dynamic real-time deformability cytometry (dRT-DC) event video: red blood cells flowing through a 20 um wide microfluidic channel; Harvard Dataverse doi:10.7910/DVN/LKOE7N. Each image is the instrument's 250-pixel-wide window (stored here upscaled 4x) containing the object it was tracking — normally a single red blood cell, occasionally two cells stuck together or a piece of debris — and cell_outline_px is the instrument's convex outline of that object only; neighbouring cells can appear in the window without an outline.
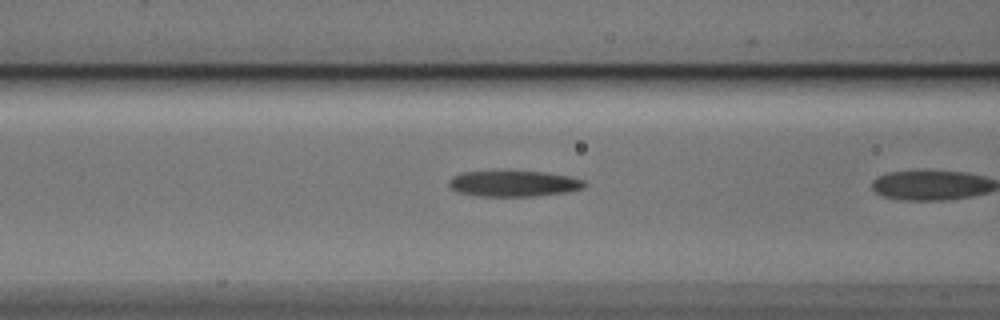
{"species": "Egyptian fruit bat (a non-hibernating species)", "species_latin": "Rousettus aegyptiacus", "temperature_condition": "cold", "stored_images_in_passage": 7, "camera_frame_rate_fps": 3000, "um_per_image_px": 0.085, "animal": {"sex": "male"}, "frame": {"image": 1, "passage_image": 6, "time_ms": 1.667, "image_size_px": [1000, 320], "cell_outline_px": [[588, 184], [584, 188], [568, 192], [536, 196], [476, 196], [456, 192], [448, 184], [448, 180], [452, 176], [464, 172], [544, 172], [568, 176], [584, 180]], "centroid_in_image_um": [43.68, 15.62], "position_along_channel_um": 122.9, "area_um2": 20.4}}